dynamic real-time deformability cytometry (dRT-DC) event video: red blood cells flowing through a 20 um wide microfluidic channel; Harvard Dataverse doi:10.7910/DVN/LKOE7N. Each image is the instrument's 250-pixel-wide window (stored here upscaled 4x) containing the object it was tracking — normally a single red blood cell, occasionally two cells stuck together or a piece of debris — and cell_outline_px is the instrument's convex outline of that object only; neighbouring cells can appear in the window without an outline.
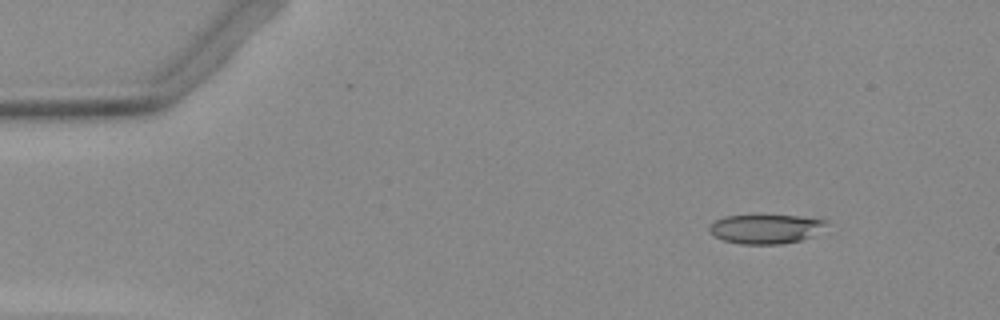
{"species": "Egyptian fruit bat (a non-hibernating species)", "species_latin": "Rousettus aegyptiacus", "temperature_condition": "warm", "stored_images_in_passage": 11, "camera_frame_rate_fps": 3000, "um_per_image_px": 0.085, "animal": {"sex": "female"}, "frame": {"image": 1, "passage_image": 1, "time_ms": 0.0, "image_size_px": [1000, 320], "cell_outline_px": [[824, 224], [812, 236], [800, 240], [780, 244], [740, 244], [724, 240], [712, 236], [708, 232], [708, 228], [716, 220], [724, 216], [796, 216], [824, 220]], "centroid_in_image_um": [64.97, 19.47], "position_along_channel_um": 20.0, "area_um2": 19.42}}
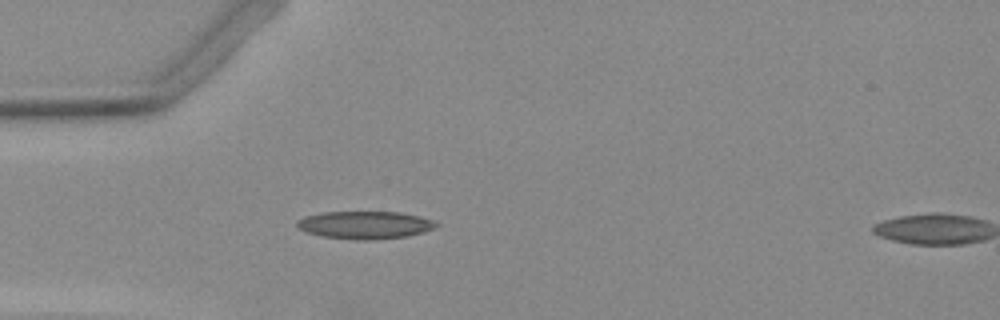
{"frame": {"image": 2, "passage_image": 10, "time_ms": 3.0, "image_size_px": [1000, 320], "cell_outline_px": [[440, 224], [436, 228], [424, 232], [408, 236], [368, 240], [356, 240], [320, 236], [308, 232], [300, 228], [296, 224], [296, 220], [304, 216], [324, 212], [400, 212], [420, 216], [432, 220]], "centroid_in_image_um": [31.05, 19.12], "position_along_channel_um": 54.0, "area_um2": 22.54}}